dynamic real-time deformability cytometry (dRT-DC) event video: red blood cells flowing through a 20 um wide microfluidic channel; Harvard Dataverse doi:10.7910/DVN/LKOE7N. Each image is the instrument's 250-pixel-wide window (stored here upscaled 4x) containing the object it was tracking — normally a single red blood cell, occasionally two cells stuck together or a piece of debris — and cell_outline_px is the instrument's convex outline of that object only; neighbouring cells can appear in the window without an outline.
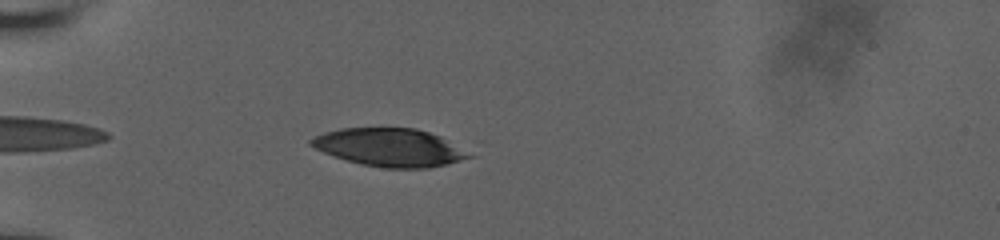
{"species": "human", "species_latin": "Homo sapiens", "temperature_condition": "room temperature", "stored_images_in_passage": 41, "camera_frame_rate_fps": 3000, "um_per_image_px": 0.085, "donor": {"sex": "male"}, "frame": {"image": 1, "passage_image": 3, "time_ms": 0.667, "image_size_px": [1000, 240], "cell_outline_px": [[476, 156], [448, 164], [428, 168], [384, 168], [364, 164], [348, 160], [324, 152], [308, 144], [308, 140], [312, 136], [324, 132], [340, 128], [416, 128], [440, 136]], "centroid_in_image_um": [33.13, 12.52], "position_along_channel_um": 51.9, "area_um2": 34.85}}
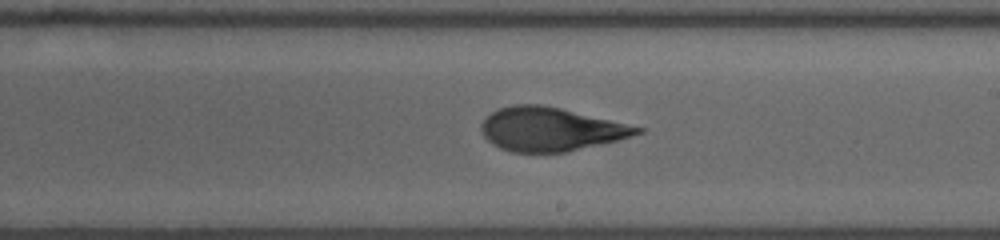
{"frame": {"image": 2, "passage_image": 20, "time_ms": 6.333, "image_size_px": [1000, 240], "cell_outline_px": [[644, 132], [616, 140], [568, 152], [512, 152], [500, 148], [492, 144], [484, 136], [480, 128], [480, 124], [492, 112], [500, 108], [512, 104], [540, 104], [560, 108], [644, 128]], "centroid_in_image_um": [46.76, 10.98], "position_along_channel_um": 242.2, "area_um2": 39.25}}
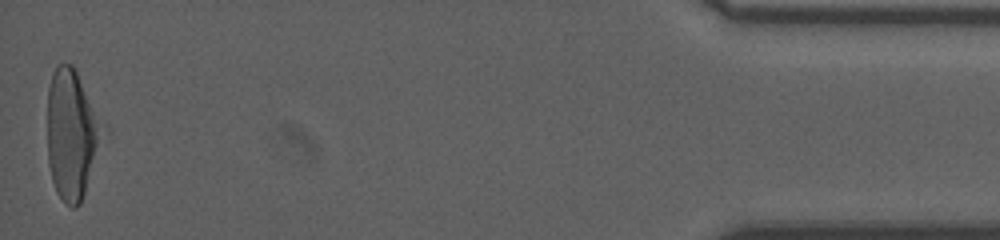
{"frame": {"image": 3, "passage_image": 41, "time_ms": 13.333, "image_size_px": [1000, 240], "cell_outline_px": [[112, 128], [80, 204], [76, 208], [72, 208], [56, 192], [52, 180], [48, 164], [48, 88], [52, 72], [56, 64], [72, 64]], "centroid_in_image_um": [6.24, 11.38], "position_along_channel_um": 429.0, "area_um2": 44.39}, "authors_computed_cell_mechanics": {"area_um2": 39.4196, "velocity_mm_per_s": 3.8234, "shape_relaxation_time_tau1_ms": 7.4222, "shape_relaxation_time_tau2_ms": 1.498, "deformation_change_tau1": 0.2529, "deformation_change_tau2": 0.0903}}